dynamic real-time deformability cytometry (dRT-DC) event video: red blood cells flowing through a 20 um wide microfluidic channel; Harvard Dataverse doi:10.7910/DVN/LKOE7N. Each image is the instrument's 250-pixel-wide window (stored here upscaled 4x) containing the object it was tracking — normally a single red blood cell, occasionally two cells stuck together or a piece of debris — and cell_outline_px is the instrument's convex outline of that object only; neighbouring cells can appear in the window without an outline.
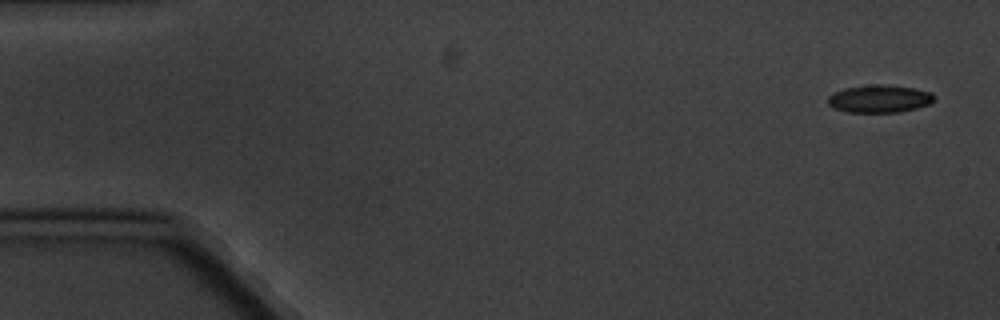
{"species": "common noctule bat (a hibernating species)", "species_latin": "Nyctalus noctula", "temperature_condition": "cold", "stored_images_in_passage": 5, "camera_frame_rate_fps": 3000, "um_per_image_px": 0.085, "animal": {"sex": "male", "body_mass_g": 20.1, "forearm_length_mm": 53.5}, "frame": {"image": 1, "passage_image": 1, "time_ms": 0.0, "image_size_px": [1000, 320], "cell_outline_px": [[936, 100], [928, 104], [916, 108], [900, 112], [848, 112], [836, 108], [828, 104], [828, 96], [844, 88], [876, 84], [884, 84], [916, 88], [932, 92], [936, 96]], "centroid_in_image_um": [74.82, 8.38], "position_along_channel_um": 10.2, "area_um2": 17.17}}
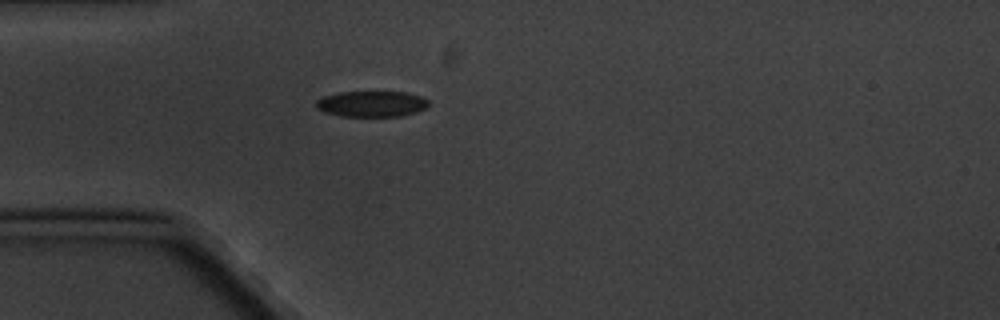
{"frame": {"image": 2, "passage_image": 5, "time_ms": 4.667, "image_size_px": [1000, 320], "cell_outline_px": [[428, 108], [416, 112], [400, 116], [340, 116], [324, 112], [316, 108], [316, 100], [324, 96], [340, 92], [408, 92], [420, 96], [428, 100]], "centroid_in_image_um": [31.59, 8.83], "position_along_channel_um": 53.4, "area_um2": 16.99}}